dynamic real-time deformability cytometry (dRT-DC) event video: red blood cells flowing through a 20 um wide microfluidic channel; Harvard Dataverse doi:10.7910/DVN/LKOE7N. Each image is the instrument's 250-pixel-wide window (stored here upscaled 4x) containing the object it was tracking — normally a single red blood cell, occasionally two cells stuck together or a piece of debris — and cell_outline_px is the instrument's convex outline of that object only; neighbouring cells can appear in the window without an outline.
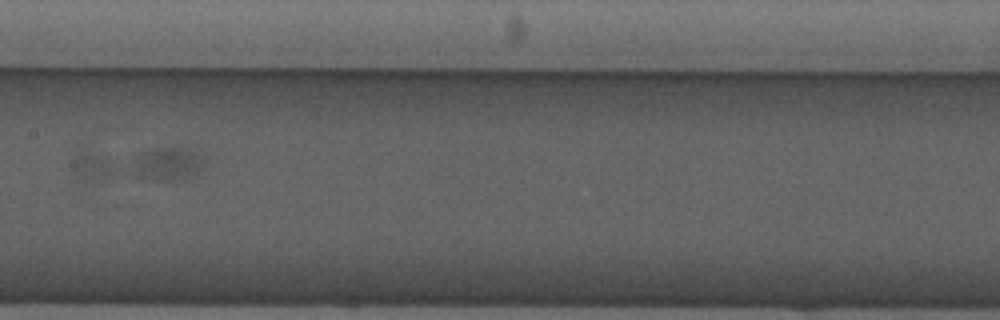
{"species": "common noctule bat (a hibernating species)", "species_latin": "Nyctalus noctula", "temperature_condition": "cold", "stored_images_in_passage": 9, "camera_frame_rate_fps": 3000, "um_per_image_px": 0.085, "animal": {"sex": "male", "forearm_length_mm": 52.5}, "frame": {"image": 1, "passage_image": 8, "time_ms": 8.0, "image_size_px": [1000, 320], "cell_outline_px": [[204, 164], [192, 176], [172, 180], [160, 180], [136, 176], [128, 168], [128, 164], [140, 152], [152, 148], [200, 148], [204, 160]], "centroid_in_image_um": [14.2, 13.88], "position_along_channel_um": 193.2, "area_um2": 14.39}}
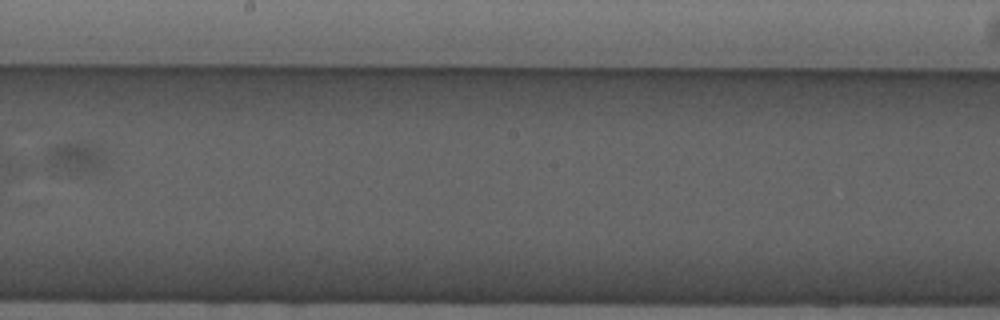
{"frame": {"image": 2, "passage_image": 9, "time_ms": 9.333, "image_size_px": [1000, 320], "cell_outline_px": [[104, 168], [100, 172], [76, 176], [68, 176], [52, 172], [40, 164], [44, 152], [48, 148], [60, 144], [88, 144], [100, 148], [104, 156]], "centroid_in_image_um": [6.25, 13.56], "position_along_channel_um": 241.9, "area_um2": 12.2}}